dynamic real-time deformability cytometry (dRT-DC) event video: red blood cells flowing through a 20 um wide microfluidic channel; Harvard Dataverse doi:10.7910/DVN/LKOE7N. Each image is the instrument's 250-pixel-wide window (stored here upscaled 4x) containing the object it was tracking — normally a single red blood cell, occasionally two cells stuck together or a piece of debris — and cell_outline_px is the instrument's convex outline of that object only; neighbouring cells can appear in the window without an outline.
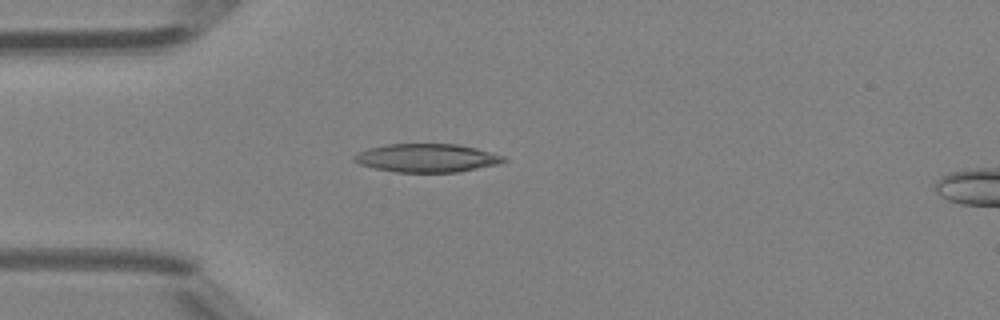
{"species": "Egyptian fruit bat (a non-hibernating species)", "species_latin": "Rousettus aegyptiacus", "temperature_condition": "room temperature", "stored_images_in_passage": 2, "camera_frame_rate_fps": 3000, "um_per_image_px": 0.085, "animal": {"sex": "female"}, "frame": {"image": 1, "passage_image": 2, "time_ms": 0.333, "image_size_px": [1000, 320], "cell_outline_px": [[508, 160], [500, 164], [456, 172], [396, 172], [376, 168], [360, 164], [352, 160], [352, 156], [368, 148], [388, 144], [456, 144], [476, 148], [504, 156]], "centroid_in_image_um": [36.29, 13.43], "position_along_channel_um": 48.7, "area_um2": 24.62}}